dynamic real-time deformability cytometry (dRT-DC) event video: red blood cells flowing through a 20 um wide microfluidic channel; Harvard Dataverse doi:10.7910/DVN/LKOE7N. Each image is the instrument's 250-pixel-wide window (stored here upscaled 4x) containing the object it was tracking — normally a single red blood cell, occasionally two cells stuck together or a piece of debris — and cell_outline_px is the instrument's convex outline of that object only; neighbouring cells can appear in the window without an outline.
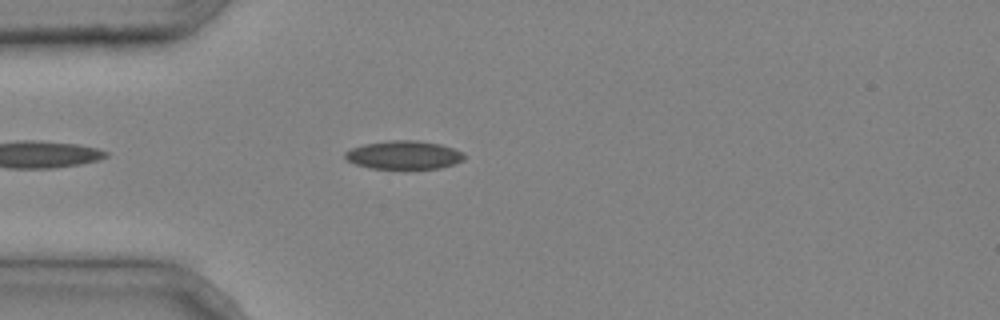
{"species": "common noctule bat (a hibernating species)", "species_latin": "Nyctalus noctula", "temperature_condition": "cold", "stored_images_in_passage": 3, "camera_frame_rate_fps": 3000, "um_per_image_px": 0.085, "animal": {"sex": "male", "body_mass_g": 20.4}, "frame": {"image": 1, "passage_image": 3, "time_ms": 0.667, "image_size_px": [1000, 320], "cell_outline_px": [[464, 160], [440, 168], [372, 168], [356, 164], [348, 160], [344, 156], [344, 152], [352, 148], [364, 144], [388, 140], [416, 140], [440, 144], [464, 152]], "centroid_in_image_um": [34.33, 13.16], "position_along_channel_um": 50.7, "area_um2": 19.54}}